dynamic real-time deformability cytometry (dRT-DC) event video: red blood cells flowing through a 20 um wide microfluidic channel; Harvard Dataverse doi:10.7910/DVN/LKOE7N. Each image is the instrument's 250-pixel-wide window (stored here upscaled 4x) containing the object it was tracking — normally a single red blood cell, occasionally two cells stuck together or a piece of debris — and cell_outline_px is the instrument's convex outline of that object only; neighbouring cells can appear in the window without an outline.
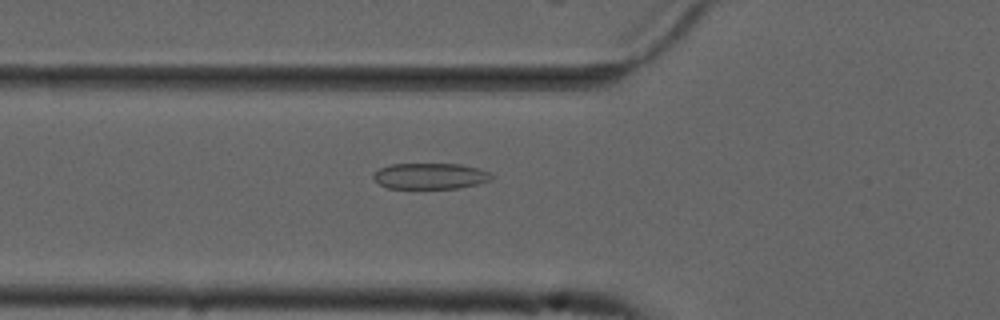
{"species": "common noctule bat (a hibernating species)", "species_latin": "Nyctalus noctula", "temperature_condition": "cold", "stored_images_in_passage": 55, "camera_frame_rate_fps": 3000, "um_per_image_px": 0.085, "animal": {"sex": "male", "forearm_length_mm": 52.5}, "frame": {"image": 1, "passage_image": 20, "time_ms": 6.333, "image_size_px": [1000, 320], "cell_outline_px": [[492, 176], [488, 180], [476, 184], [460, 188], [388, 188], [380, 184], [372, 176], [380, 168], [388, 164], [460, 164], [476, 168], [488, 172]], "centroid_in_image_um": [36.52, 14.96], "position_along_channel_um": 89.3, "area_um2": 17.57}}
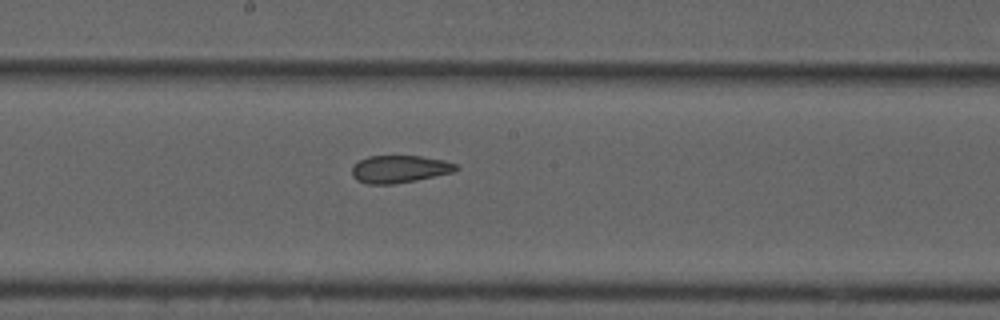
{"frame": {"image": 2, "passage_image": 30, "time_ms": 9.667, "image_size_px": [1000, 320], "cell_outline_px": [[460, 168], [452, 172], [416, 180], [392, 184], [368, 184], [356, 180], [352, 176], [352, 164], [368, 156], [420, 156], [444, 160], [456, 164]], "centroid_in_image_um": [33.92, 14.37], "position_along_channel_um": 214.3, "area_um2": 16.65}}
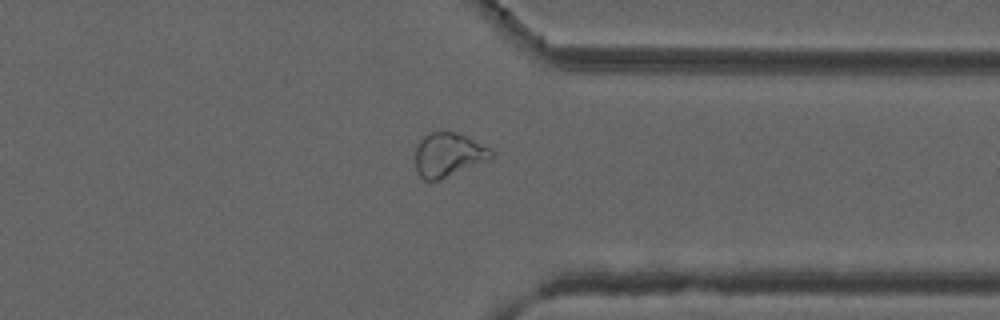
{"frame": {"image": 3, "passage_image": 43, "time_ms": 14.0, "image_size_px": [1000, 320], "cell_outline_px": [[492, 160], [440, 180], [424, 180], [416, 172], [416, 144], [428, 132], [456, 132], [488, 148], [492, 152]], "centroid_in_image_um": [38.09, 13.18], "position_along_channel_um": 373.3, "area_um2": 19.48}, "authors_computed_cell_mechanics": {"area_um2": 19.9988, "velocity_mm_per_s": 3.7292, "shape_relaxation_time_tau1_ms": null, "shape_relaxation_time_tau2_ms": 2.9212, "deformation_change_tau1": null, "deformation_change_tau2": 0.0997}}